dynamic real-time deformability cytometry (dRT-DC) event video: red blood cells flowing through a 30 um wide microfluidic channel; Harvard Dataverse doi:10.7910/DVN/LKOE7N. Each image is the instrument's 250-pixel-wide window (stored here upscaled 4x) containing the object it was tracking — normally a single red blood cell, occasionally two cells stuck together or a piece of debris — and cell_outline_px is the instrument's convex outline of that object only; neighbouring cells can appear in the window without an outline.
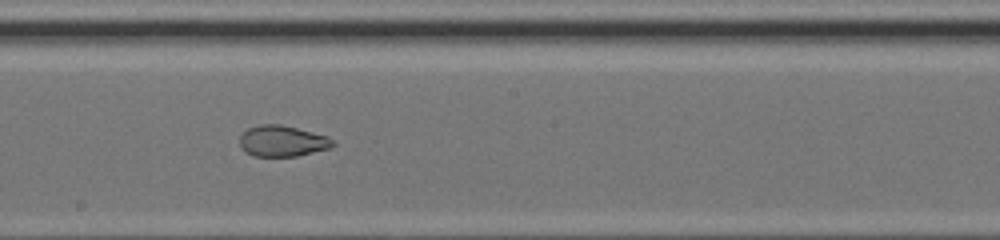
{"species": "common noctule bat (a hibernating species)", "species_latin": "Nyctalus noctula", "temperature_condition": "cold", "stored_images_in_passage": 48, "camera_frame_rate_fps": 3000, "um_per_image_px": 0.085, "animal": {"sex": "female", "body_mass_g": 17.0, "forearm_length_mm": 48.0}, "frame": {"image": 1, "passage_image": 28, "time_ms": 9.0, "image_size_px": [1000, 240], "cell_outline_px": [[336, 144], [328, 148], [296, 156], [252, 156], [240, 148], [240, 136], [248, 128], [260, 124], [280, 124], [328, 136]], "centroid_in_image_um": [23.96, 11.99], "position_along_channel_um": 224.2, "area_um2": 16.7}}